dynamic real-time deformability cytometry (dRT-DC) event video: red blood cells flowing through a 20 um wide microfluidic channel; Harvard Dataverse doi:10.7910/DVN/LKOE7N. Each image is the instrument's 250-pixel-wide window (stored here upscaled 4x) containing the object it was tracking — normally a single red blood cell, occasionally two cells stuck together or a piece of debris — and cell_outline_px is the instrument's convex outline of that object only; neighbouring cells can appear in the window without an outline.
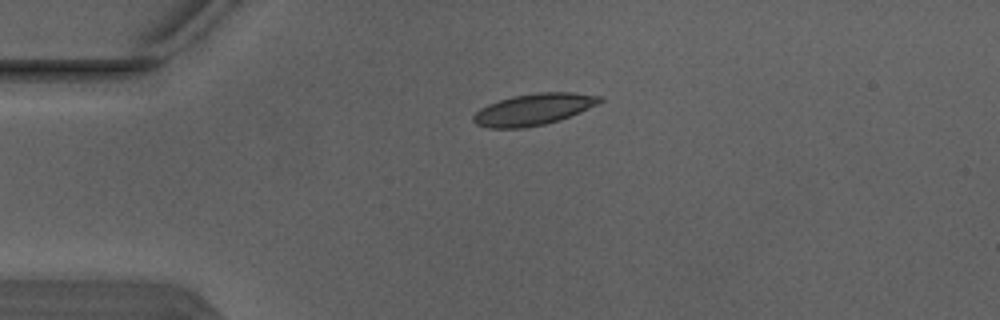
{"species": "Egyptian fruit bat (a non-hibernating species)", "species_latin": "Rousettus aegyptiacus", "temperature_condition": "warm", "stored_images_in_passage": 4, "camera_frame_rate_fps": 3000, "um_per_image_px": 0.085, "animal": {"sex": "male"}, "frame": {"image": 1, "passage_image": 1, "time_ms": 0.0, "image_size_px": [1000, 320], "cell_outline_px": [[604, 100], [580, 112], [560, 120], [544, 124], [524, 128], [488, 128], [476, 124], [472, 120], [472, 116], [480, 108], [488, 104], [512, 96], [536, 92], [572, 92], [600, 96]], "centroid_in_image_um": [45.32, 9.3], "position_along_channel_um": 39.7, "area_um2": 23.18}}
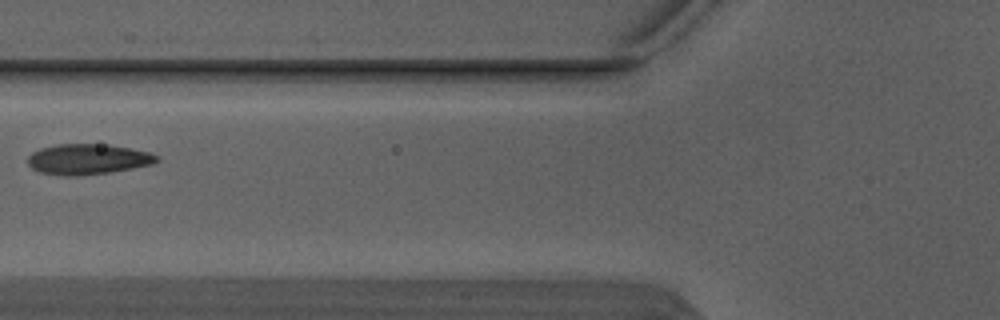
{"frame": {"image": 2, "passage_image": 3, "time_ms": 0.667, "image_size_px": [1000, 320], "cell_outline_px": [[160, 160], [152, 164], [132, 168], [108, 172], [80, 176], [68, 176], [40, 172], [32, 168], [28, 164], [28, 156], [32, 152], [40, 148], [56, 144], [108, 144], [152, 152], [160, 156]], "centroid_in_image_um": [7.49, 13.52], "position_along_channel_um": 118.3, "area_um2": 23.06}}